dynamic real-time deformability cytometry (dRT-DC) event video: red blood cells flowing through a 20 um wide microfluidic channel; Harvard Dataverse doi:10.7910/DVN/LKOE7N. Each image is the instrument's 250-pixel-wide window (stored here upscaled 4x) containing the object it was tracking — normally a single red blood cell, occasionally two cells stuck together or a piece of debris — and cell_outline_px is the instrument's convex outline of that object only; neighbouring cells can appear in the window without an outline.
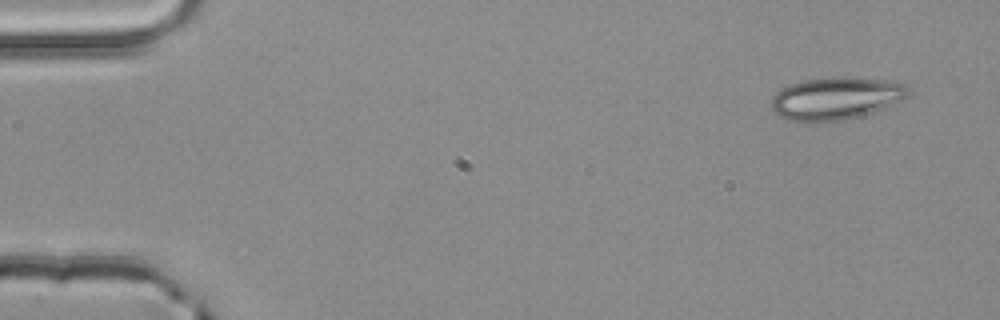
{"species": "common noctule bat (a hibernating species)", "species_latin": "Nyctalus noctula", "temperature_condition": "room temperature", "stored_images_in_passage": 3, "camera_frame_rate_fps": 3000, "um_per_image_px": 0.085, "animal": {"sex": "male", "body_mass_g": 20.4}, "frame": {"image": 1, "passage_image": 1, "time_ms": 0.0, "image_size_px": [1000, 320], "cell_outline_px": [[912, 92], [904, 100], [884, 108], [860, 116], [844, 120], [784, 120], [772, 108], [772, 96], [780, 88], [788, 84], [804, 80], [836, 76], [844, 76], [896, 80], [908, 84], [912, 88]], "centroid_in_image_um": [71.16, 8.31], "position_along_channel_um": 13.8, "area_um2": 34.45}}